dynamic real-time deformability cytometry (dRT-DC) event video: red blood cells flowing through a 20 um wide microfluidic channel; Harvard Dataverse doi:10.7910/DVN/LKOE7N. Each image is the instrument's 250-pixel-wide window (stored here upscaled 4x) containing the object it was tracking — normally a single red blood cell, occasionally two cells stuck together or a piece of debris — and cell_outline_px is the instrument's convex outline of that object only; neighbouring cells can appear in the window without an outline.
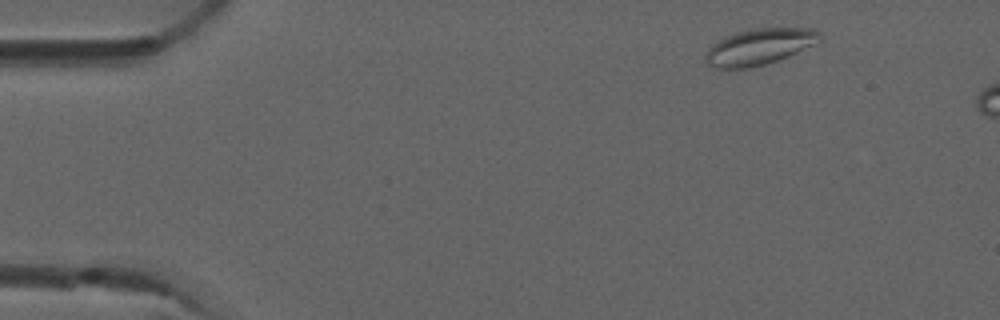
{"species": "common noctule bat (a hibernating species)", "species_latin": "Nyctalus noctula", "temperature_condition": "room temperature", "stored_images_in_passage": 3, "camera_frame_rate_fps": 3000, "um_per_image_px": 0.085, "animal": {"sex": "male", "forearm_length_mm": 52.5}, "frame": {"image": 1, "passage_image": 1, "time_ms": 0.0, "image_size_px": [1000, 320], "cell_outline_px": [[824, 36], [820, 44], [788, 56], [764, 64], [748, 68], [716, 68], [708, 64], [704, 56], [708, 48], [712, 44], [724, 36], [736, 32], [756, 28], [812, 28], [820, 32]], "centroid_in_image_um": [64.61, 3.95], "position_along_channel_um": 20.4, "area_um2": 24.39}}